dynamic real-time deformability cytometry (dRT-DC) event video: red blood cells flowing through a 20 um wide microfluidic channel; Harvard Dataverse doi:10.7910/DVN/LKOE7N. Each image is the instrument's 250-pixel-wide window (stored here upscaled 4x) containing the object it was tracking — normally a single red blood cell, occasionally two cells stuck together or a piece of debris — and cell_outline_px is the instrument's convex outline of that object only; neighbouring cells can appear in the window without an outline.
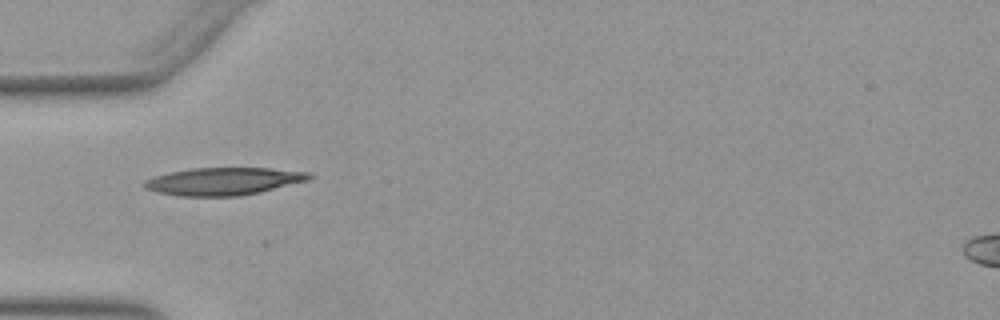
{"species": "Egyptian fruit bat (a non-hibernating species)", "species_latin": "Rousettus aegyptiacus", "temperature_condition": "warm", "stored_images_in_passage": 31, "camera_frame_rate_fps": 3000, "um_per_image_px": 0.085, "animal": {"sex": "female"}, "frame": {"image": 1, "passage_image": 1, "time_ms": 0.0, "image_size_px": [1000, 320], "cell_outline_px": [[312, 176], [308, 180], [260, 192], [240, 196], [180, 196], [156, 192], [144, 188], [144, 180], [156, 176], [172, 172], [192, 168], [268, 168], [312, 172]], "centroid_in_image_um": [19.01, 15.41], "position_along_channel_um": 66.0, "area_um2": 26.36}}
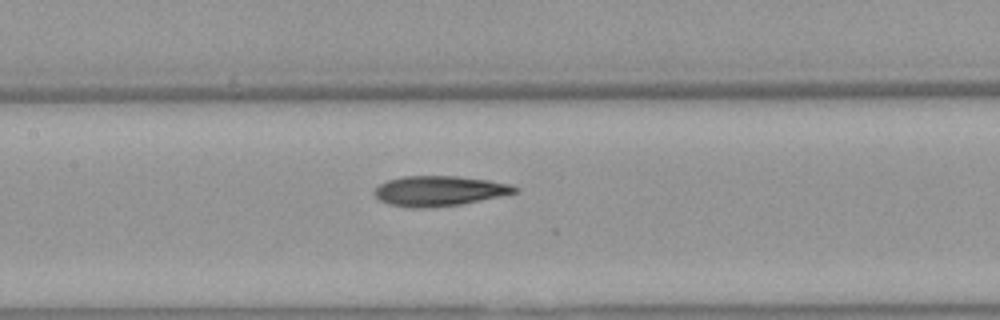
{"frame": {"image": 2, "passage_image": 9, "time_ms": 2.667, "image_size_px": [1000, 320], "cell_outline_px": [[520, 192], [460, 204], [420, 208], [416, 208], [388, 204], [380, 200], [376, 196], [376, 188], [380, 184], [388, 180], [404, 176], [456, 176], [488, 180], [512, 184], [520, 188]], "centroid_in_image_um": [37.39, 16.22], "position_along_channel_um": 170.0, "area_um2": 24.39}}
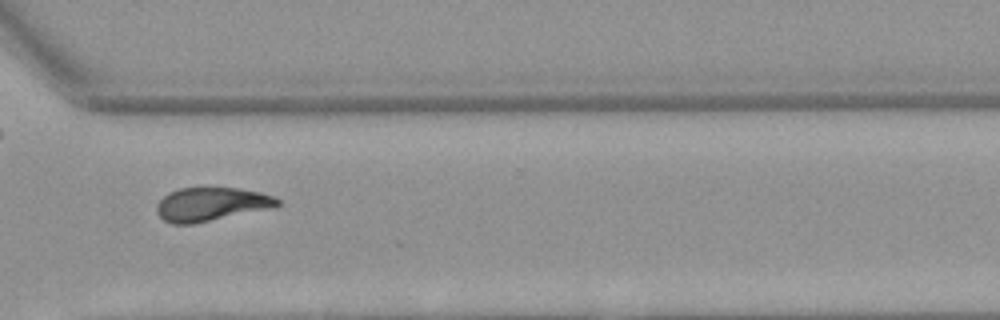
{"frame": {"image": 3, "passage_image": 23, "time_ms": 7.333, "image_size_px": [1000, 320], "cell_outline_px": [[280, 204], [276, 208], [192, 224], [172, 224], [164, 220], [156, 212], [156, 204], [168, 192], [180, 188], [236, 188], [260, 192], [272, 196], [280, 200]], "centroid_in_image_um": [17.97, 17.37], "position_along_channel_um": 352.6, "area_um2": 23.81}, "authors_computed_cell_mechanics": {"area_um2": 24.2182, "velocity_mm_per_s": 3.9161, "shape_relaxation_time_tau1_ms": 11.3786, "shape_relaxation_time_tau2_ms": 1.9138, "deformation_change_tau1": 0.2881, "deformation_change_tau2": 0.0867}}